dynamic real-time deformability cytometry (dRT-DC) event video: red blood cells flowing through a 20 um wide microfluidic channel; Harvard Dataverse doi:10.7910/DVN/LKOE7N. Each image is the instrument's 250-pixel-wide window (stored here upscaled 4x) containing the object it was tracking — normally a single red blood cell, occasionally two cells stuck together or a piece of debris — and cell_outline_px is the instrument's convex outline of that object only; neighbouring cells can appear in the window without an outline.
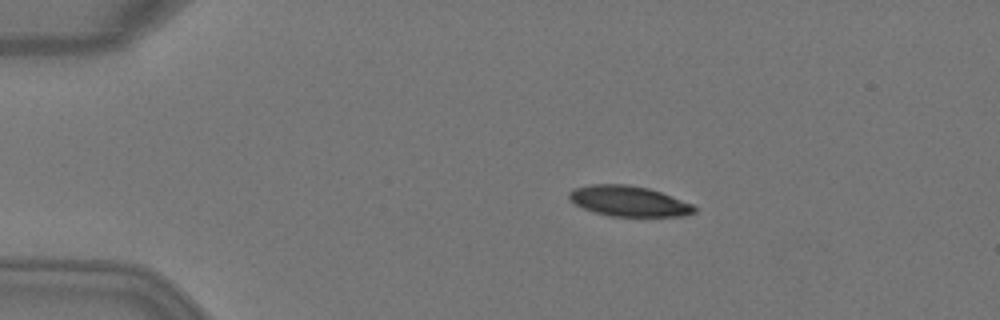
{"species": "Egyptian fruit bat (a non-hibernating species)", "species_latin": "Rousettus aegyptiacus", "temperature_condition": "warm", "stored_images_in_passage": 3, "camera_frame_rate_fps": 3000, "um_per_image_px": 0.085, "animal": {"sex": "female"}, "frame": {"image": 1, "passage_image": 2, "time_ms": 0.333, "image_size_px": [1000, 320], "cell_outline_px": [[696, 212], [684, 216], [608, 216], [584, 208], [576, 204], [568, 196], [568, 192], [572, 188], [588, 184], [628, 184], [648, 188], [660, 192], [692, 204], [696, 208]], "centroid_in_image_um": [53.42, 17.08], "position_along_channel_um": 31.6, "area_um2": 22.14}}